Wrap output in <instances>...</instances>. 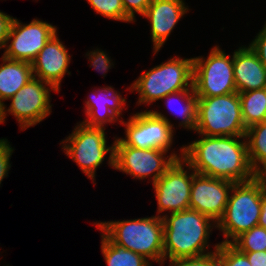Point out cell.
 <instances>
[{"label":"cell","instance_id":"cell-34","mask_svg":"<svg viewBox=\"0 0 266 266\" xmlns=\"http://www.w3.org/2000/svg\"><path fill=\"white\" fill-rule=\"evenodd\" d=\"M258 225L266 229V191L263 193V196H262L261 213H260Z\"/></svg>","mask_w":266,"mask_h":266},{"label":"cell","instance_id":"cell-29","mask_svg":"<svg viewBox=\"0 0 266 266\" xmlns=\"http://www.w3.org/2000/svg\"><path fill=\"white\" fill-rule=\"evenodd\" d=\"M152 0H122L124 10L126 12V22L135 20V13L143 15Z\"/></svg>","mask_w":266,"mask_h":266},{"label":"cell","instance_id":"cell-23","mask_svg":"<svg viewBox=\"0 0 266 266\" xmlns=\"http://www.w3.org/2000/svg\"><path fill=\"white\" fill-rule=\"evenodd\" d=\"M164 98L168 99L166 104L169 106L170 111L173 112L175 116L177 114L182 117V120L179 125L180 126L183 125V128L185 127L186 129L195 130L196 121H197V96L195 95V91L194 90L178 91L170 93L166 95ZM175 98H178V100L184 102V106L182 105L177 109L172 108L173 106H170L173 105L171 104V101L174 100Z\"/></svg>","mask_w":266,"mask_h":266},{"label":"cell","instance_id":"cell-7","mask_svg":"<svg viewBox=\"0 0 266 266\" xmlns=\"http://www.w3.org/2000/svg\"><path fill=\"white\" fill-rule=\"evenodd\" d=\"M106 142L105 128L89 127L81 122L62 141V147L94 183L96 169L103 163L107 153H110L108 164L114 167V144L107 146Z\"/></svg>","mask_w":266,"mask_h":266},{"label":"cell","instance_id":"cell-10","mask_svg":"<svg viewBox=\"0 0 266 266\" xmlns=\"http://www.w3.org/2000/svg\"><path fill=\"white\" fill-rule=\"evenodd\" d=\"M119 122L126 127V137L119 138L126 146L164 151L171 148L174 128L162 113L145 110L131 116L128 122Z\"/></svg>","mask_w":266,"mask_h":266},{"label":"cell","instance_id":"cell-16","mask_svg":"<svg viewBox=\"0 0 266 266\" xmlns=\"http://www.w3.org/2000/svg\"><path fill=\"white\" fill-rule=\"evenodd\" d=\"M188 12L183 0H152L142 17L151 23L154 53L163 47L181 17Z\"/></svg>","mask_w":266,"mask_h":266},{"label":"cell","instance_id":"cell-33","mask_svg":"<svg viewBox=\"0 0 266 266\" xmlns=\"http://www.w3.org/2000/svg\"><path fill=\"white\" fill-rule=\"evenodd\" d=\"M251 266H266V251L243 252Z\"/></svg>","mask_w":266,"mask_h":266},{"label":"cell","instance_id":"cell-15","mask_svg":"<svg viewBox=\"0 0 266 266\" xmlns=\"http://www.w3.org/2000/svg\"><path fill=\"white\" fill-rule=\"evenodd\" d=\"M70 55L60 41L57 33L54 34L31 62L33 77L52 85L58 92L64 75L68 72Z\"/></svg>","mask_w":266,"mask_h":266},{"label":"cell","instance_id":"cell-1","mask_svg":"<svg viewBox=\"0 0 266 266\" xmlns=\"http://www.w3.org/2000/svg\"><path fill=\"white\" fill-rule=\"evenodd\" d=\"M201 136L183 146V159L196 173L234 183L257 176L249 162L245 136Z\"/></svg>","mask_w":266,"mask_h":266},{"label":"cell","instance_id":"cell-19","mask_svg":"<svg viewBox=\"0 0 266 266\" xmlns=\"http://www.w3.org/2000/svg\"><path fill=\"white\" fill-rule=\"evenodd\" d=\"M0 65V107L33 78L31 63L2 56Z\"/></svg>","mask_w":266,"mask_h":266},{"label":"cell","instance_id":"cell-18","mask_svg":"<svg viewBox=\"0 0 266 266\" xmlns=\"http://www.w3.org/2000/svg\"><path fill=\"white\" fill-rule=\"evenodd\" d=\"M233 72L238 93L266 88V67L250 46L233 53Z\"/></svg>","mask_w":266,"mask_h":266},{"label":"cell","instance_id":"cell-28","mask_svg":"<svg viewBox=\"0 0 266 266\" xmlns=\"http://www.w3.org/2000/svg\"><path fill=\"white\" fill-rule=\"evenodd\" d=\"M86 55L89 56L88 58L91 62V66L98 72H102L104 76L113 65L109 56L102 50L96 49L94 51L87 52Z\"/></svg>","mask_w":266,"mask_h":266},{"label":"cell","instance_id":"cell-35","mask_svg":"<svg viewBox=\"0 0 266 266\" xmlns=\"http://www.w3.org/2000/svg\"><path fill=\"white\" fill-rule=\"evenodd\" d=\"M258 176L263 180L266 188V169H264Z\"/></svg>","mask_w":266,"mask_h":266},{"label":"cell","instance_id":"cell-24","mask_svg":"<svg viewBox=\"0 0 266 266\" xmlns=\"http://www.w3.org/2000/svg\"><path fill=\"white\" fill-rule=\"evenodd\" d=\"M240 252L266 251V229L254 226L242 233L232 243Z\"/></svg>","mask_w":266,"mask_h":266},{"label":"cell","instance_id":"cell-32","mask_svg":"<svg viewBox=\"0 0 266 266\" xmlns=\"http://www.w3.org/2000/svg\"><path fill=\"white\" fill-rule=\"evenodd\" d=\"M13 17L0 11V49L7 45V37L13 21Z\"/></svg>","mask_w":266,"mask_h":266},{"label":"cell","instance_id":"cell-20","mask_svg":"<svg viewBox=\"0 0 266 266\" xmlns=\"http://www.w3.org/2000/svg\"><path fill=\"white\" fill-rule=\"evenodd\" d=\"M248 158L256 175L266 169V121L246 129Z\"/></svg>","mask_w":266,"mask_h":266},{"label":"cell","instance_id":"cell-8","mask_svg":"<svg viewBox=\"0 0 266 266\" xmlns=\"http://www.w3.org/2000/svg\"><path fill=\"white\" fill-rule=\"evenodd\" d=\"M214 46L205 58H193V88L197 97H216L237 92L233 72V55Z\"/></svg>","mask_w":266,"mask_h":266},{"label":"cell","instance_id":"cell-9","mask_svg":"<svg viewBox=\"0 0 266 266\" xmlns=\"http://www.w3.org/2000/svg\"><path fill=\"white\" fill-rule=\"evenodd\" d=\"M113 144V168L131 175L135 179L138 178L139 180L152 176L153 184L166 172L176 159L183 158V147H181V156L175 153L165 156L168 151L138 149L126 146L119 138H117Z\"/></svg>","mask_w":266,"mask_h":266},{"label":"cell","instance_id":"cell-31","mask_svg":"<svg viewBox=\"0 0 266 266\" xmlns=\"http://www.w3.org/2000/svg\"><path fill=\"white\" fill-rule=\"evenodd\" d=\"M249 46L257 54L261 63L266 67V24Z\"/></svg>","mask_w":266,"mask_h":266},{"label":"cell","instance_id":"cell-13","mask_svg":"<svg viewBox=\"0 0 266 266\" xmlns=\"http://www.w3.org/2000/svg\"><path fill=\"white\" fill-rule=\"evenodd\" d=\"M57 33V28L42 20L33 19L29 24H22L13 19L7 44L2 56L11 60L31 63L48 40Z\"/></svg>","mask_w":266,"mask_h":266},{"label":"cell","instance_id":"cell-27","mask_svg":"<svg viewBox=\"0 0 266 266\" xmlns=\"http://www.w3.org/2000/svg\"><path fill=\"white\" fill-rule=\"evenodd\" d=\"M219 243L215 245V250L206 255L189 258H179L169 261V266H218L217 248Z\"/></svg>","mask_w":266,"mask_h":266},{"label":"cell","instance_id":"cell-21","mask_svg":"<svg viewBox=\"0 0 266 266\" xmlns=\"http://www.w3.org/2000/svg\"><path fill=\"white\" fill-rule=\"evenodd\" d=\"M239 97L246 129L266 121V88L239 93Z\"/></svg>","mask_w":266,"mask_h":266},{"label":"cell","instance_id":"cell-17","mask_svg":"<svg viewBox=\"0 0 266 266\" xmlns=\"http://www.w3.org/2000/svg\"><path fill=\"white\" fill-rule=\"evenodd\" d=\"M100 92V93H99ZM85 101V114L87 119L82 123L89 127L105 128L104 125L118 120L122 115L123 106L126 99L122 98L120 93L113 89V87H103L95 94L93 92ZM123 108V109H122Z\"/></svg>","mask_w":266,"mask_h":266},{"label":"cell","instance_id":"cell-11","mask_svg":"<svg viewBox=\"0 0 266 266\" xmlns=\"http://www.w3.org/2000/svg\"><path fill=\"white\" fill-rule=\"evenodd\" d=\"M49 86V87H46ZM58 92L52 85L33 77L30 81L9 98L10 107H0V124L5 121L7 112L14 115L22 130L40 123L51 114L50 92ZM7 111V112H6Z\"/></svg>","mask_w":266,"mask_h":266},{"label":"cell","instance_id":"cell-22","mask_svg":"<svg viewBox=\"0 0 266 266\" xmlns=\"http://www.w3.org/2000/svg\"><path fill=\"white\" fill-rule=\"evenodd\" d=\"M101 250L108 266H152L144 256L114 244L103 232Z\"/></svg>","mask_w":266,"mask_h":266},{"label":"cell","instance_id":"cell-25","mask_svg":"<svg viewBox=\"0 0 266 266\" xmlns=\"http://www.w3.org/2000/svg\"><path fill=\"white\" fill-rule=\"evenodd\" d=\"M92 9L105 18L126 22L122 0H87Z\"/></svg>","mask_w":266,"mask_h":266},{"label":"cell","instance_id":"cell-2","mask_svg":"<svg viewBox=\"0 0 266 266\" xmlns=\"http://www.w3.org/2000/svg\"><path fill=\"white\" fill-rule=\"evenodd\" d=\"M162 218L164 261L166 258L172 261L211 253L206 252L209 235L217 224L210 217L186 209L173 212L170 217L164 214Z\"/></svg>","mask_w":266,"mask_h":266},{"label":"cell","instance_id":"cell-5","mask_svg":"<svg viewBox=\"0 0 266 266\" xmlns=\"http://www.w3.org/2000/svg\"><path fill=\"white\" fill-rule=\"evenodd\" d=\"M128 89L139 93L138 105L151 104L170 93L194 90L193 58H170L142 73Z\"/></svg>","mask_w":266,"mask_h":266},{"label":"cell","instance_id":"cell-3","mask_svg":"<svg viewBox=\"0 0 266 266\" xmlns=\"http://www.w3.org/2000/svg\"><path fill=\"white\" fill-rule=\"evenodd\" d=\"M114 244L144 256L149 261L164 263L163 218H145L95 223Z\"/></svg>","mask_w":266,"mask_h":266},{"label":"cell","instance_id":"cell-26","mask_svg":"<svg viewBox=\"0 0 266 266\" xmlns=\"http://www.w3.org/2000/svg\"><path fill=\"white\" fill-rule=\"evenodd\" d=\"M218 266H251L245 253L231 243H219L217 248Z\"/></svg>","mask_w":266,"mask_h":266},{"label":"cell","instance_id":"cell-6","mask_svg":"<svg viewBox=\"0 0 266 266\" xmlns=\"http://www.w3.org/2000/svg\"><path fill=\"white\" fill-rule=\"evenodd\" d=\"M194 131L204 136H245L239 93L197 97Z\"/></svg>","mask_w":266,"mask_h":266},{"label":"cell","instance_id":"cell-12","mask_svg":"<svg viewBox=\"0 0 266 266\" xmlns=\"http://www.w3.org/2000/svg\"><path fill=\"white\" fill-rule=\"evenodd\" d=\"M186 164V165H184ZM183 166L192 170L189 173ZM196 172L183 159H176L166 172L153 184L160 213L169 210L171 213L190 209V193L193 175Z\"/></svg>","mask_w":266,"mask_h":266},{"label":"cell","instance_id":"cell-4","mask_svg":"<svg viewBox=\"0 0 266 266\" xmlns=\"http://www.w3.org/2000/svg\"><path fill=\"white\" fill-rule=\"evenodd\" d=\"M265 191V184L258 175L250 181L233 185L224 215L216 225L225 237L221 243H232L242 233L258 225Z\"/></svg>","mask_w":266,"mask_h":266},{"label":"cell","instance_id":"cell-14","mask_svg":"<svg viewBox=\"0 0 266 266\" xmlns=\"http://www.w3.org/2000/svg\"><path fill=\"white\" fill-rule=\"evenodd\" d=\"M235 183L195 173L191 184L190 209L210 217L216 224L223 217Z\"/></svg>","mask_w":266,"mask_h":266},{"label":"cell","instance_id":"cell-30","mask_svg":"<svg viewBox=\"0 0 266 266\" xmlns=\"http://www.w3.org/2000/svg\"><path fill=\"white\" fill-rule=\"evenodd\" d=\"M9 143L7 139H0V184L8 176V171L11 168L9 160L14 149Z\"/></svg>","mask_w":266,"mask_h":266}]
</instances>
